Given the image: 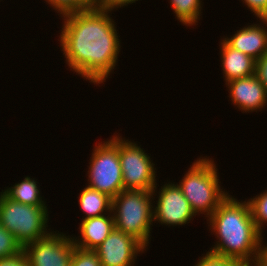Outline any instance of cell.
<instances>
[{"instance_id": "obj_1", "label": "cell", "mask_w": 267, "mask_h": 266, "mask_svg": "<svg viewBox=\"0 0 267 266\" xmlns=\"http://www.w3.org/2000/svg\"><path fill=\"white\" fill-rule=\"evenodd\" d=\"M110 11L87 9L65 14L60 30L61 51L71 71L97 86L117 64L120 40Z\"/></svg>"}, {"instance_id": "obj_2", "label": "cell", "mask_w": 267, "mask_h": 266, "mask_svg": "<svg viewBox=\"0 0 267 266\" xmlns=\"http://www.w3.org/2000/svg\"><path fill=\"white\" fill-rule=\"evenodd\" d=\"M207 221L218 239L209 252L243 266L258 265L263 234L256 228L248 201H239L229 194Z\"/></svg>"}, {"instance_id": "obj_3", "label": "cell", "mask_w": 267, "mask_h": 266, "mask_svg": "<svg viewBox=\"0 0 267 266\" xmlns=\"http://www.w3.org/2000/svg\"><path fill=\"white\" fill-rule=\"evenodd\" d=\"M215 164L209 157L197 158L177 184L195 215L204 214L207 219L229 195L219 185Z\"/></svg>"}, {"instance_id": "obj_4", "label": "cell", "mask_w": 267, "mask_h": 266, "mask_svg": "<svg viewBox=\"0 0 267 266\" xmlns=\"http://www.w3.org/2000/svg\"><path fill=\"white\" fill-rule=\"evenodd\" d=\"M154 199L152 191L135 189L122 190L112 199L115 228L133 236L146 248L151 239Z\"/></svg>"}, {"instance_id": "obj_5", "label": "cell", "mask_w": 267, "mask_h": 266, "mask_svg": "<svg viewBox=\"0 0 267 266\" xmlns=\"http://www.w3.org/2000/svg\"><path fill=\"white\" fill-rule=\"evenodd\" d=\"M48 212L47 206L22 204L0 192V224L22 247L50 233Z\"/></svg>"}, {"instance_id": "obj_6", "label": "cell", "mask_w": 267, "mask_h": 266, "mask_svg": "<svg viewBox=\"0 0 267 266\" xmlns=\"http://www.w3.org/2000/svg\"><path fill=\"white\" fill-rule=\"evenodd\" d=\"M110 140L118 147L124 190L152 191L157 172L150 156L137 143L119 135H113Z\"/></svg>"}, {"instance_id": "obj_7", "label": "cell", "mask_w": 267, "mask_h": 266, "mask_svg": "<svg viewBox=\"0 0 267 266\" xmlns=\"http://www.w3.org/2000/svg\"><path fill=\"white\" fill-rule=\"evenodd\" d=\"M91 156L88 187L113 199L124 190L118 147L111 140L103 141L96 144Z\"/></svg>"}, {"instance_id": "obj_8", "label": "cell", "mask_w": 267, "mask_h": 266, "mask_svg": "<svg viewBox=\"0 0 267 266\" xmlns=\"http://www.w3.org/2000/svg\"><path fill=\"white\" fill-rule=\"evenodd\" d=\"M75 249L73 238L62 232H51L23 246L31 266H69Z\"/></svg>"}, {"instance_id": "obj_9", "label": "cell", "mask_w": 267, "mask_h": 266, "mask_svg": "<svg viewBox=\"0 0 267 266\" xmlns=\"http://www.w3.org/2000/svg\"><path fill=\"white\" fill-rule=\"evenodd\" d=\"M157 188L156 183L152 194H159L156 206L153 205V221L167 226H183L190 223L196 215L177 183H165L158 192Z\"/></svg>"}, {"instance_id": "obj_10", "label": "cell", "mask_w": 267, "mask_h": 266, "mask_svg": "<svg viewBox=\"0 0 267 266\" xmlns=\"http://www.w3.org/2000/svg\"><path fill=\"white\" fill-rule=\"evenodd\" d=\"M146 249L133 236L114 228L94 251L102 266H134L138 254Z\"/></svg>"}, {"instance_id": "obj_11", "label": "cell", "mask_w": 267, "mask_h": 266, "mask_svg": "<svg viewBox=\"0 0 267 266\" xmlns=\"http://www.w3.org/2000/svg\"><path fill=\"white\" fill-rule=\"evenodd\" d=\"M225 84L229 88L228 97L231 98L230 101L242 113L262 111L267 106V92L255 74L235 79Z\"/></svg>"}, {"instance_id": "obj_12", "label": "cell", "mask_w": 267, "mask_h": 266, "mask_svg": "<svg viewBox=\"0 0 267 266\" xmlns=\"http://www.w3.org/2000/svg\"><path fill=\"white\" fill-rule=\"evenodd\" d=\"M261 23L251 24L235 31L233 36L223 40L232 48L245 53L255 61L267 53V19H259ZM263 26H262V25ZM265 25V27H264Z\"/></svg>"}, {"instance_id": "obj_13", "label": "cell", "mask_w": 267, "mask_h": 266, "mask_svg": "<svg viewBox=\"0 0 267 266\" xmlns=\"http://www.w3.org/2000/svg\"><path fill=\"white\" fill-rule=\"evenodd\" d=\"M80 238L72 237L75 247L84 250H95L115 228L113 214L87 218L79 224Z\"/></svg>"}, {"instance_id": "obj_14", "label": "cell", "mask_w": 267, "mask_h": 266, "mask_svg": "<svg viewBox=\"0 0 267 266\" xmlns=\"http://www.w3.org/2000/svg\"><path fill=\"white\" fill-rule=\"evenodd\" d=\"M221 66L225 83L255 74V60L230 47L223 39L220 42Z\"/></svg>"}, {"instance_id": "obj_15", "label": "cell", "mask_w": 267, "mask_h": 266, "mask_svg": "<svg viewBox=\"0 0 267 266\" xmlns=\"http://www.w3.org/2000/svg\"><path fill=\"white\" fill-rule=\"evenodd\" d=\"M78 199L80 209L85 214L82 220L111 213L112 198L98 190L86 186Z\"/></svg>"}, {"instance_id": "obj_16", "label": "cell", "mask_w": 267, "mask_h": 266, "mask_svg": "<svg viewBox=\"0 0 267 266\" xmlns=\"http://www.w3.org/2000/svg\"><path fill=\"white\" fill-rule=\"evenodd\" d=\"M35 178L25 177L23 181L2 190L12 200L32 206H46Z\"/></svg>"}, {"instance_id": "obj_17", "label": "cell", "mask_w": 267, "mask_h": 266, "mask_svg": "<svg viewBox=\"0 0 267 266\" xmlns=\"http://www.w3.org/2000/svg\"><path fill=\"white\" fill-rule=\"evenodd\" d=\"M169 3L179 22L189 27L198 25L203 9L201 0H170Z\"/></svg>"}, {"instance_id": "obj_18", "label": "cell", "mask_w": 267, "mask_h": 266, "mask_svg": "<svg viewBox=\"0 0 267 266\" xmlns=\"http://www.w3.org/2000/svg\"><path fill=\"white\" fill-rule=\"evenodd\" d=\"M51 8L63 16L68 13L84 11L87 9H97L99 0H50Z\"/></svg>"}, {"instance_id": "obj_19", "label": "cell", "mask_w": 267, "mask_h": 266, "mask_svg": "<svg viewBox=\"0 0 267 266\" xmlns=\"http://www.w3.org/2000/svg\"><path fill=\"white\" fill-rule=\"evenodd\" d=\"M251 209L253 221L257 230L262 234L263 228L267 225V190L247 200Z\"/></svg>"}, {"instance_id": "obj_20", "label": "cell", "mask_w": 267, "mask_h": 266, "mask_svg": "<svg viewBox=\"0 0 267 266\" xmlns=\"http://www.w3.org/2000/svg\"><path fill=\"white\" fill-rule=\"evenodd\" d=\"M22 250V245L0 224V258L14 256Z\"/></svg>"}, {"instance_id": "obj_21", "label": "cell", "mask_w": 267, "mask_h": 266, "mask_svg": "<svg viewBox=\"0 0 267 266\" xmlns=\"http://www.w3.org/2000/svg\"><path fill=\"white\" fill-rule=\"evenodd\" d=\"M69 266H102L98 255L93 250L75 247Z\"/></svg>"}, {"instance_id": "obj_22", "label": "cell", "mask_w": 267, "mask_h": 266, "mask_svg": "<svg viewBox=\"0 0 267 266\" xmlns=\"http://www.w3.org/2000/svg\"><path fill=\"white\" fill-rule=\"evenodd\" d=\"M198 260L194 266H243L234 259L218 256L208 251Z\"/></svg>"}, {"instance_id": "obj_23", "label": "cell", "mask_w": 267, "mask_h": 266, "mask_svg": "<svg viewBox=\"0 0 267 266\" xmlns=\"http://www.w3.org/2000/svg\"><path fill=\"white\" fill-rule=\"evenodd\" d=\"M259 19H267V0H241Z\"/></svg>"}, {"instance_id": "obj_24", "label": "cell", "mask_w": 267, "mask_h": 266, "mask_svg": "<svg viewBox=\"0 0 267 266\" xmlns=\"http://www.w3.org/2000/svg\"><path fill=\"white\" fill-rule=\"evenodd\" d=\"M255 75L267 92V53L255 61Z\"/></svg>"}, {"instance_id": "obj_25", "label": "cell", "mask_w": 267, "mask_h": 266, "mask_svg": "<svg viewBox=\"0 0 267 266\" xmlns=\"http://www.w3.org/2000/svg\"><path fill=\"white\" fill-rule=\"evenodd\" d=\"M0 266H31L26 258L24 251L22 250L18 254L0 258Z\"/></svg>"}, {"instance_id": "obj_26", "label": "cell", "mask_w": 267, "mask_h": 266, "mask_svg": "<svg viewBox=\"0 0 267 266\" xmlns=\"http://www.w3.org/2000/svg\"><path fill=\"white\" fill-rule=\"evenodd\" d=\"M138 0H99V9L113 11V9L128 6Z\"/></svg>"}, {"instance_id": "obj_27", "label": "cell", "mask_w": 267, "mask_h": 266, "mask_svg": "<svg viewBox=\"0 0 267 266\" xmlns=\"http://www.w3.org/2000/svg\"><path fill=\"white\" fill-rule=\"evenodd\" d=\"M261 240L260 258L257 266H267V244Z\"/></svg>"}, {"instance_id": "obj_28", "label": "cell", "mask_w": 267, "mask_h": 266, "mask_svg": "<svg viewBox=\"0 0 267 266\" xmlns=\"http://www.w3.org/2000/svg\"><path fill=\"white\" fill-rule=\"evenodd\" d=\"M45 2H47V4L49 5V3H50V0H45Z\"/></svg>"}]
</instances>
